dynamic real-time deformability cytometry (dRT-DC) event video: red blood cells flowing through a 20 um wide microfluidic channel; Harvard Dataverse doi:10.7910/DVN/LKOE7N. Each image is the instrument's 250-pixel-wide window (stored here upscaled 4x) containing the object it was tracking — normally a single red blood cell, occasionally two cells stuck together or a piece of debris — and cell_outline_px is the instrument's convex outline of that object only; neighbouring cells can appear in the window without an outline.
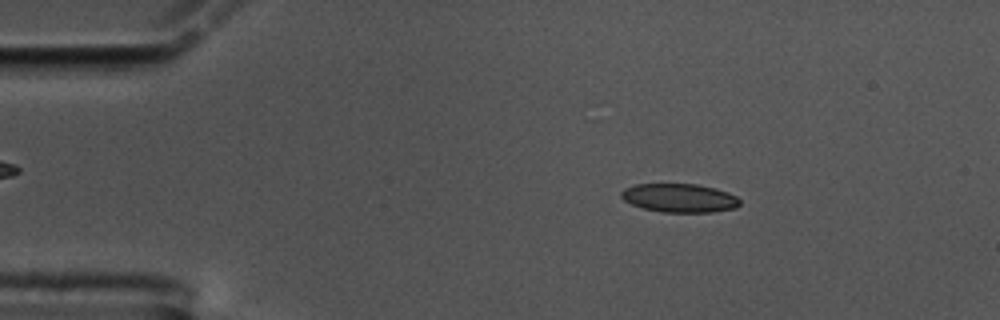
{"species": "common noctule bat (a hibernating species)", "species_latin": "Nyctalus noctula", "temperature_condition": "cold", "stored_images_in_passage": 53, "camera_frame_rate_fps": 3000, "um_per_image_px": 0.085, "animal": {"sex": "male", "body_mass_g": 17.5, "forearm_length_mm": 52.3}, "frame": {"image": 1, "passage_image": 5, "time_ms": 1.333, "image_size_px": [1000, 320], "cell_outline_px": [[740, 204], [736, 208], [712, 212], [664, 212], [644, 208], [632, 204], [624, 200], [620, 196], [620, 192], [624, 188], [636, 184], [696, 184], [716, 188], [728, 192], [736, 196], [740, 200]], "centroid_in_image_um": [57.77, 16.82], "position_along_channel_um": 27.2, "area_um2": 19.83}}
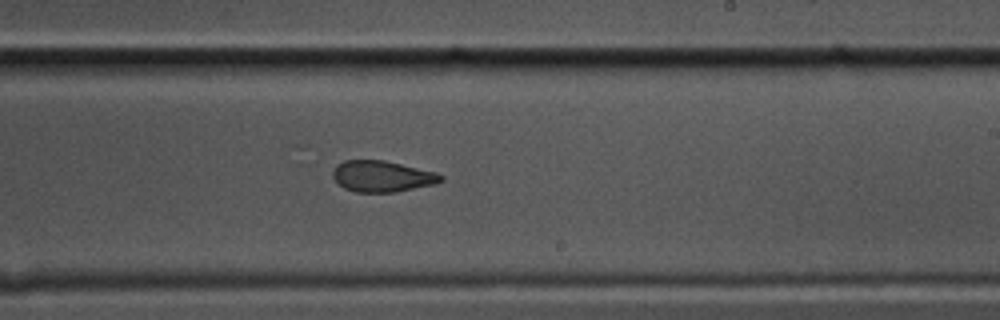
{"frame": {"image": 2, "passage_image": 30, "time_ms": 9.667, "image_size_px": [1000, 320], "cell_outline_px": [[444, 180], [436, 184], [396, 192], [356, 192], [344, 188], [332, 176], [332, 172], [336, 164], [344, 160], [384, 160], [436, 172], [444, 176]], "centroid_in_image_um": [32.5, 14.98], "position_along_channel_um": 256.5, "area_um2": 19.71}}
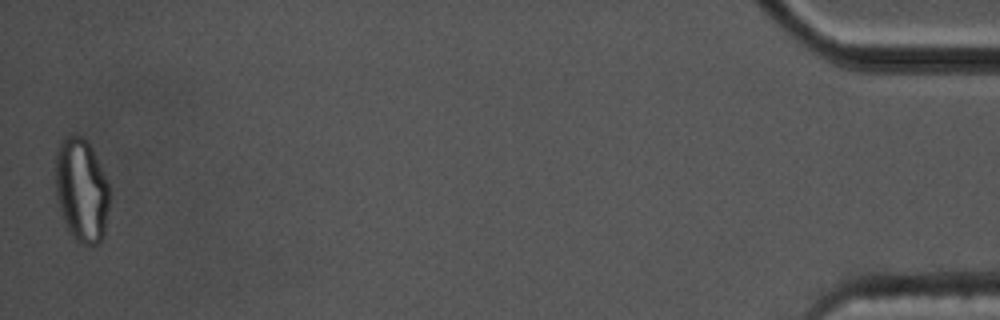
{"frame": {"image": 3, "passage_image": 53, "time_ms": 17.333, "image_size_px": [1000, 320], "cell_outline_px": [[108, 208], [104, 236], [100, 244], [84, 244], [76, 240], [68, 232], [56, 196], [56, 152], [60, 140], [64, 136], [84, 136], [88, 140], [92, 148], [108, 184]], "centroid_in_image_um": [6.92, 16.16], "position_along_channel_um": 428.3, "area_um2": 32.54}, "authors_computed_cell_mechanics": {"area_um2": 20.6346, "velocity_mm_per_s": 3.4518, "shape_relaxation_time_tau1_ms": null, "shape_relaxation_time_tau2_ms": 2.1641, "deformation_change_tau1": null, "deformation_change_tau2": 0.0871}}